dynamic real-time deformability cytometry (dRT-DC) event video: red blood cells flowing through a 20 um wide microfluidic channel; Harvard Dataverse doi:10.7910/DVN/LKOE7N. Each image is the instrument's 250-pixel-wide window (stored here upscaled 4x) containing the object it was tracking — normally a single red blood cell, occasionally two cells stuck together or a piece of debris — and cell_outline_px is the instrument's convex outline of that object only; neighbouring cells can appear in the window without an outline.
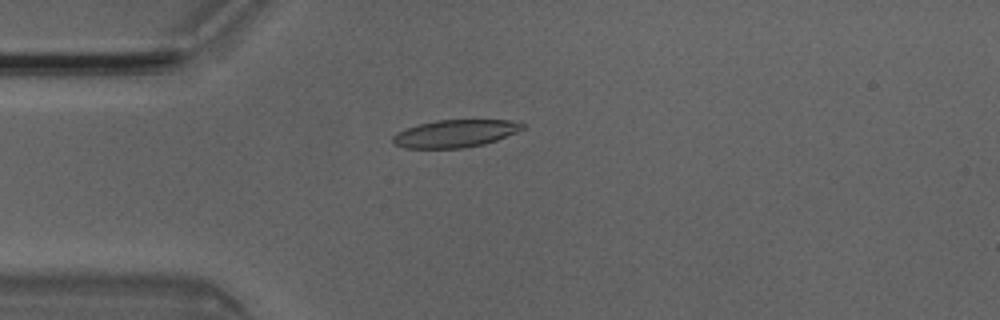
{"species": "Egyptian fruit bat (a non-hibernating species)", "species_latin": "Rousettus aegyptiacus", "temperature_condition": "room temperature", "stored_images_in_passage": 3, "camera_frame_rate_fps": 3000, "um_per_image_px": 0.085, "animal": {"sex": "male"}, "frame": {"image": 1, "passage_image": 3, "time_ms": 0.667, "image_size_px": [1000, 320], "cell_outline_px": [[524, 128], [516, 132], [496, 140], [484, 144], [464, 148], [404, 148], [392, 144], [392, 136], [396, 132], [420, 124], [436, 120], [512, 120], [524, 124]], "centroid_in_image_um": [38.66, 11.35], "position_along_channel_um": 46.3, "area_um2": 20.75}}